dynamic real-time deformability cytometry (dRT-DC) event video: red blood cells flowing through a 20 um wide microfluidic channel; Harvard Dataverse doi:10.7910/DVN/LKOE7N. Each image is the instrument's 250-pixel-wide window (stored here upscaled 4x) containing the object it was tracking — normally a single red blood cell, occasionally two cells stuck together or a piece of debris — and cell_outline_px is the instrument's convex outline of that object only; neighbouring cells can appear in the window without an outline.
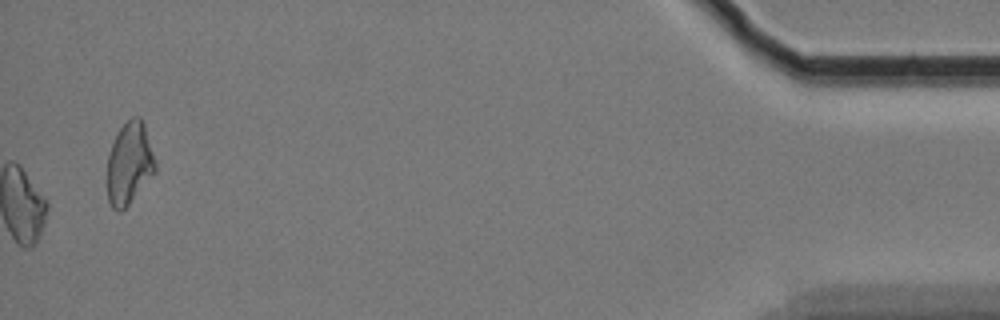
{"species": "Egyptian fruit bat (a non-hibernating species)", "species_latin": "Rousettus aegyptiacus", "temperature_condition": "cold", "stored_images_in_passage": 61, "camera_frame_rate_fps": 3000, "um_per_image_px": 0.085, "animal": {"sex": "female"}, "frame": {"image": 1, "passage_image": 61, "time_ms": 20.0, "image_size_px": [1000, 320], "cell_outline_px": [[156, 172], [128, 204], [120, 212], [116, 212], [112, 208], [108, 200], [108, 156], [116, 132], [132, 116], [140, 116], [144, 124], [156, 160]], "centroid_in_image_um": [11.01, 13.88], "position_along_channel_um": 424.2, "area_um2": 23.0}, "authors_computed_cell_mechanics": {"area_um2": 20.519, "velocity_mm_per_s": 3.348, "shape_relaxation_time_tau1_ms": null, "shape_relaxation_time_tau2_ms": 3.9215, "deformation_change_tau1": null, "deformation_change_tau2": 0.1087}}